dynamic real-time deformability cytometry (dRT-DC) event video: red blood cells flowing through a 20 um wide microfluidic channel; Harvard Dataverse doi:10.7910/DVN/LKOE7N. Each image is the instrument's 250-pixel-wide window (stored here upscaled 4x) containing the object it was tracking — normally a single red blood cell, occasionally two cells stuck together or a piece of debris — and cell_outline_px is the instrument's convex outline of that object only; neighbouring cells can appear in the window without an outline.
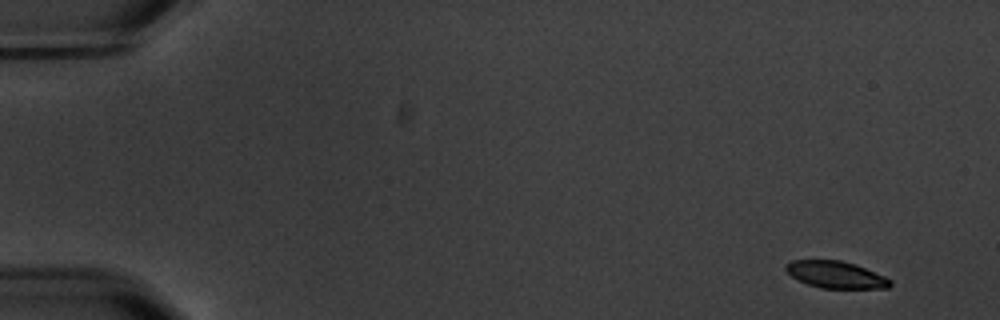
{"species": "common noctule bat (a hibernating species)", "species_latin": "Nyctalus noctula", "temperature_condition": "warm", "stored_images_in_passage": 4, "camera_frame_rate_fps": 3000, "um_per_image_px": 0.085, "animal": {"sex": "male", "body_mass_g": 20.1, "forearm_length_mm": 53.5}, "frame": {"image": 1, "passage_image": 1, "time_ms": 0.0, "image_size_px": [1000, 320], "cell_outline_px": [[892, 284], [888, 288], [820, 288], [808, 284], [792, 276], [784, 268], [784, 264], [792, 260], [840, 260], [856, 264], [884, 276], [892, 280]], "centroid_in_image_um": [71.05, 23.34], "position_along_channel_um": 14.0, "area_um2": 16.36}}